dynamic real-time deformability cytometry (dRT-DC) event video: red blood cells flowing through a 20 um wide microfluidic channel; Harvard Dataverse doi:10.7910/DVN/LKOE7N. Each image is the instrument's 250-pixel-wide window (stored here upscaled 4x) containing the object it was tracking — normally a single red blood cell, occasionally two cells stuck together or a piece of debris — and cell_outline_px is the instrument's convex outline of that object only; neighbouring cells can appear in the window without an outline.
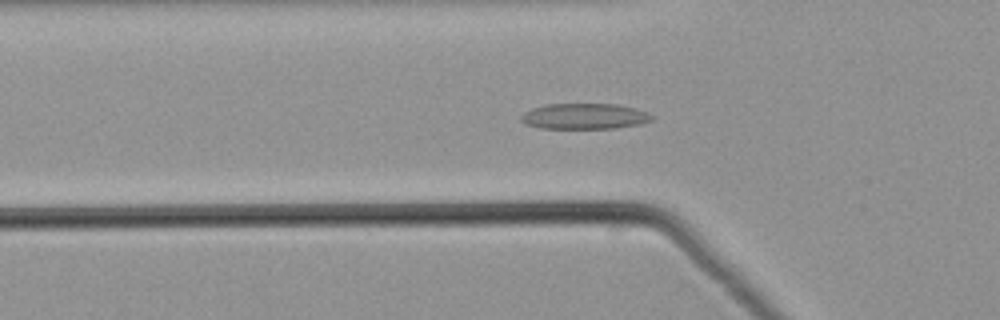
{"species": "common noctule bat (a hibernating species)", "species_latin": "Nyctalus noctula", "temperature_condition": "warm", "stored_images_in_passage": 51, "camera_frame_rate_fps": 3000, "um_per_image_px": 0.085, "animal": {"sex": "male", "body_mass_g": 21.5, "forearm_length_mm": 52.0}, "frame": {"image": 1, "passage_image": 17, "time_ms": 5.333, "image_size_px": [1000, 320], "cell_outline_px": [[656, 116], [652, 120], [640, 124], [616, 128], [540, 128], [524, 124], [520, 120], [520, 116], [524, 112], [532, 108], [548, 104], [616, 104], [648, 112]], "centroid_in_image_um": [49.67, 9.89], "position_along_channel_um": 76.1, "area_um2": 19.65}}
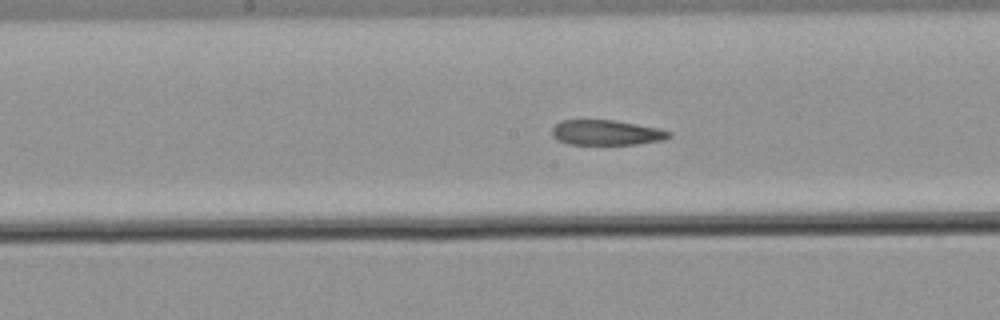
{"frame": {"image": 2, "passage_image": 26, "time_ms": 8.333, "image_size_px": [1000, 320], "cell_outline_px": [[672, 136], [664, 140], [636, 144], [568, 144], [556, 140], [552, 136], [552, 128], [560, 120], [612, 120], [636, 124], [656, 128], [672, 132]], "centroid_in_image_um": [51.52, 11.27], "position_along_channel_um": 196.7, "area_um2": 17.11}}
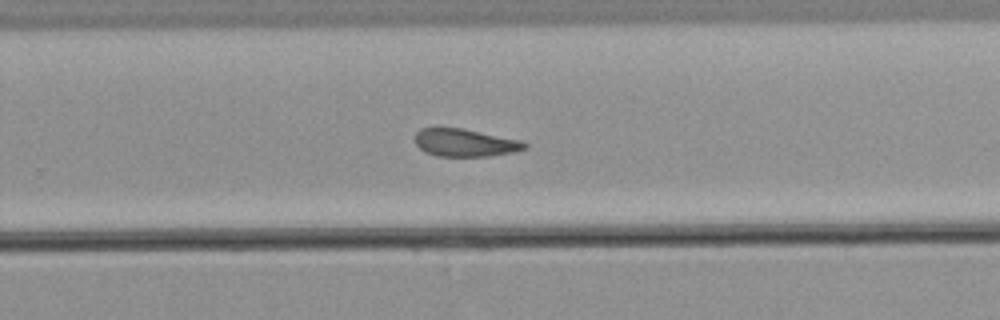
{"frame": {"image": 3, "passage_image": 33, "time_ms": 10.667, "image_size_px": [1000, 320], "cell_outline_px": [[528, 148], [512, 152], [488, 156], [436, 156], [424, 152], [416, 144], [416, 132], [420, 128], [460, 128], [520, 140], [528, 144]], "centroid_in_image_um": [39.51, 12.14], "position_along_channel_um": 290.3, "area_um2": 17.51}}